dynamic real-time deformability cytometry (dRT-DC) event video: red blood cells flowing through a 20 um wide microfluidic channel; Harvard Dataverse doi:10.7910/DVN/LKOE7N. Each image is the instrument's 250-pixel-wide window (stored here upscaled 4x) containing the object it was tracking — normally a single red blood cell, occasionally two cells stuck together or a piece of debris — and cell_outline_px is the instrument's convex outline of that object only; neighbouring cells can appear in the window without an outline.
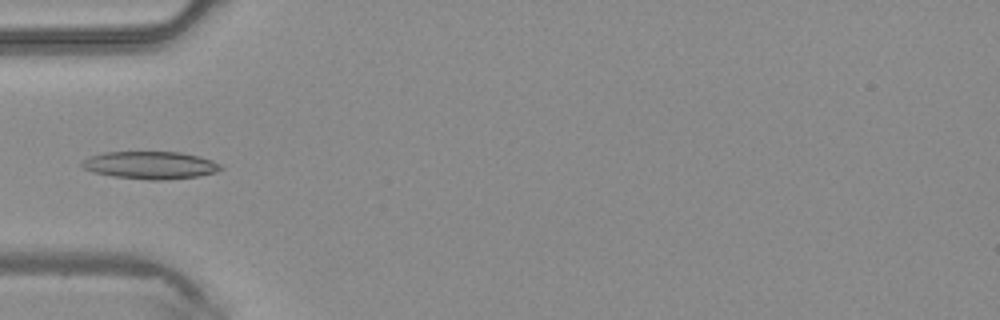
{"species": "common noctule bat (a hibernating species)", "species_latin": "Nyctalus noctula", "temperature_condition": "warm", "stored_images_in_passage": 4, "camera_frame_rate_fps": 3000, "um_per_image_px": 0.085, "animal": {"sex": "male", "body_mass_g": 20.4}, "frame": {"image": 1, "passage_image": 3, "time_ms": 0.667, "image_size_px": [1000, 320], "cell_outline_px": [[224, 168], [216, 172], [196, 176], [160, 180], [148, 180], [112, 176], [92, 172], [84, 168], [80, 164], [84, 160], [92, 156], [104, 152], [180, 152], [200, 156], [212, 160], [220, 164]], "centroid_in_image_um": [12.79, 14.04], "position_along_channel_um": 72.2, "area_um2": 22.2}}
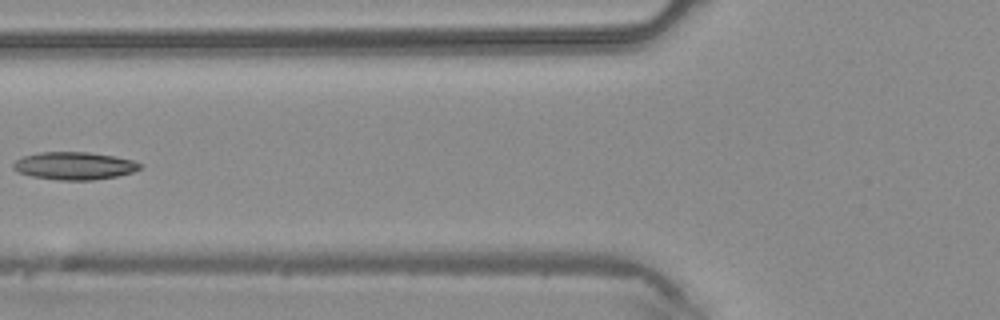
{"frame": {"image": 2, "passage_image": 4, "time_ms": 1.0, "image_size_px": [1000, 320], "cell_outline_px": [[144, 164], [140, 168], [132, 172], [116, 176], [92, 180], [60, 180], [32, 176], [20, 172], [12, 168], [12, 164], [16, 160], [24, 156], [40, 152], [88, 152], [116, 156], [132, 160]], "centroid_in_image_um": [6.33, 14.08], "position_along_channel_um": 119.5, "area_um2": 20.35}}